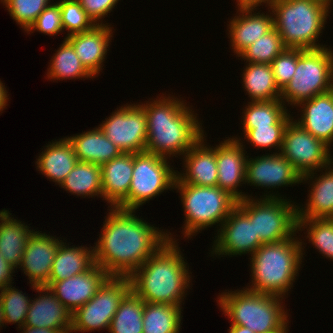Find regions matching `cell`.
I'll list each match as a JSON object with an SVG mask.
<instances>
[{"mask_svg": "<svg viewBox=\"0 0 333 333\" xmlns=\"http://www.w3.org/2000/svg\"><path fill=\"white\" fill-rule=\"evenodd\" d=\"M33 289L40 294L33 298L34 300L31 299L24 326L50 328L60 333H70L72 312L59 301L49 287L33 286Z\"/></svg>", "mask_w": 333, "mask_h": 333, "instance_id": "obj_20", "label": "cell"}, {"mask_svg": "<svg viewBox=\"0 0 333 333\" xmlns=\"http://www.w3.org/2000/svg\"><path fill=\"white\" fill-rule=\"evenodd\" d=\"M67 139L71 142L79 162L102 166L122 153L99 127L67 137Z\"/></svg>", "mask_w": 333, "mask_h": 333, "instance_id": "obj_27", "label": "cell"}, {"mask_svg": "<svg viewBox=\"0 0 333 333\" xmlns=\"http://www.w3.org/2000/svg\"><path fill=\"white\" fill-rule=\"evenodd\" d=\"M204 135L183 156L184 170L176 171L174 183H188L195 186H217L218 173L216 146H208ZM205 141V142H204ZM186 168V169H185Z\"/></svg>", "mask_w": 333, "mask_h": 333, "instance_id": "obj_22", "label": "cell"}, {"mask_svg": "<svg viewBox=\"0 0 333 333\" xmlns=\"http://www.w3.org/2000/svg\"><path fill=\"white\" fill-rule=\"evenodd\" d=\"M302 105V106H301ZM301 117L294 121L331 148L333 142V94L331 91L301 102Z\"/></svg>", "mask_w": 333, "mask_h": 333, "instance_id": "obj_24", "label": "cell"}, {"mask_svg": "<svg viewBox=\"0 0 333 333\" xmlns=\"http://www.w3.org/2000/svg\"><path fill=\"white\" fill-rule=\"evenodd\" d=\"M279 196L269 191L260 199L249 195L237 202L236 206L254 222L255 236L263 244L278 243L298 233V205Z\"/></svg>", "mask_w": 333, "mask_h": 333, "instance_id": "obj_7", "label": "cell"}, {"mask_svg": "<svg viewBox=\"0 0 333 333\" xmlns=\"http://www.w3.org/2000/svg\"><path fill=\"white\" fill-rule=\"evenodd\" d=\"M13 285L3 287L0 290V298L4 313L5 324L11 323L22 328L25 325L26 315L31 304V298L26 293L19 291Z\"/></svg>", "mask_w": 333, "mask_h": 333, "instance_id": "obj_38", "label": "cell"}, {"mask_svg": "<svg viewBox=\"0 0 333 333\" xmlns=\"http://www.w3.org/2000/svg\"><path fill=\"white\" fill-rule=\"evenodd\" d=\"M167 159L149 152L133 153L132 181L128 197L119 209L136 211L150 199L174 189L177 170L171 168Z\"/></svg>", "mask_w": 333, "mask_h": 333, "instance_id": "obj_10", "label": "cell"}, {"mask_svg": "<svg viewBox=\"0 0 333 333\" xmlns=\"http://www.w3.org/2000/svg\"><path fill=\"white\" fill-rule=\"evenodd\" d=\"M113 32L111 25L105 23L65 37L72 44L82 65L94 78L103 69Z\"/></svg>", "mask_w": 333, "mask_h": 333, "instance_id": "obj_21", "label": "cell"}, {"mask_svg": "<svg viewBox=\"0 0 333 333\" xmlns=\"http://www.w3.org/2000/svg\"><path fill=\"white\" fill-rule=\"evenodd\" d=\"M8 210H0V253L15 269L23 256L28 237L33 229L22 221L14 219Z\"/></svg>", "mask_w": 333, "mask_h": 333, "instance_id": "obj_29", "label": "cell"}, {"mask_svg": "<svg viewBox=\"0 0 333 333\" xmlns=\"http://www.w3.org/2000/svg\"><path fill=\"white\" fill-rule=\"evenodd\" d=\"M287 125H270L269 127L243 128L245 140L258 149L275 148L280 153L284 132Z\"/></svg>", "mask_w": 333, "mask_h": 333, "instance_id": "obj_41", "label": "cell"}, {"mask_svg": "<svg viewBox=\"0 0 333 333\" xmlns=\"http://www.w3.org/2000/svg\"><path fill=\"white\" fill-rule=\"evenodd\" d=\"M40 232L34 230L28 237L18 266L28 276L31 288L47 286L56 252L63 241L59 237Z\"/></svg>", "mask_w": 333, "mask_h": 333, "instance_id": "obj_17", "label": "cell"}, {"mask_svg": "<svg viewBox=\"0 0 333 333\" xmlns=\"http://www.w3.org/2000/svg\"><path fill=\"white\" fill-rule=\"evenodd\" d=\"M270 0H236L237 6H256L260 7L263 3L265 4V7H267Z\"/></svg>", "mask_w": 333, "mask_h": 333, "instance_id": "obj_47", "label": "cell"}, {"mask_svg": "<svg viewBox=\"0 0 333 333\" xmlns=\"http://www.w3.org/2000/svg\"><path fill=\"white\" fill-rule=\"evenodd\" d=\"M145 302L132 290L121 301L108 332L143 333V310Z\"/></svg>", "mask_w": 333, "mask_h": 333, "instance_id": "obj_35", "label": "cell"}, {"mask_svg": "<svg viewBox=\"0 0 333 333\" xmlns=\"http://www.w3.org/2000/svg\"><path fill=\"white\" fill-rule=\"evenodd\" d=\"M228 333H255L247 327L239 325H230Z\"/></svg>", "mask_w": 333, "mask_h": 333, "instance_id": "obj_49", "label": "cell"}, {"mask_svg": "<svg viewBox=\"0 0 333 333\" xmlns=\"http://www.w3.org/2000/svg\"><path fill=\"white\" fill-rule=\"evenodd\" d=\"M98 127L122 153L145 152L147 123L144 109L138 103L117 108Z\"/></svg>", "mask_w": 333, "mask_h": 333, "instance_id": "obj_13", "label": "cell"}, {"mask_svg": "<svg viewBox=\"0 0 333 333\" xmlns=\"http://www.w3.org/2000/svg\"><path fill=\"white\" fill-rule=\"evenodd\" d=\"M332 83V48L304 50L297 58L295 74L281 91V101L296 107L316 95L329 92Z\"/></svg>", "mask_w": 333, "mask_h": 333, "instance_id": "obj_9", "label": "cell"}, {"mask_svg": "<svg viewBox=\"0 0 333 333\" xmlns=\"http://www.w3.org/2000/svg\"><path fill=\"white\" fill-rule=\"evenodd\" d=\"M212 256L252 255L263 243L255 236L254 222L236 206L217 229Z\"/></svg>", "mask_w": 333, "mask_h": 333, "instance_id": "obj_14", "label": "cell"}, {"mask_svg": "<svg viewBox=\"0 0 333 333\" xmlns=\"http://www.w3.org/2000/svg\"><path fill=\"white\" fill-rule=\"evenodd\" d=\"M288 324L289 323H287L283 328H281V329H279V330H277L276 332H273V333H288Z\"/></svg>", "mask_w": 333, "mask_h": 333, "instance_id": "obj_52", "label": "cell"}, {"mask_svg": "<svg viewBox=\"0 0 333 333\" xmlns=\"http://www.w3.org/2000/svg\"><path fill=\"white\" fill-rule=\"evenodd\" d=\"M108 211L93 249L95 264L110 276L129 277L166 241H175L173 234L137 217L135 210Z\"/></svg>", "mask_w": 333, "mask_h": 333, "instance_id": "obj_1", "label": "cell"}, {"mask_svg": "<svg viewBox=\"0 0 333 333\" xmlns=\"http://www.w3.org/2000/svg\"><path fill=\"white\" fill-rule=\"evenodd\" d=\"M16 270L14 267H12L1 255L0 253V290L3 287L9 286L12 283V279Z\"/></svg>", "mask_w": 333, "mask_h": 333, "instance_id": "obj_45", "label": "cell"}, {"mask_svg": "<svg viewBox=\"0 0 333 333\" xmlns=\"http://www.w3.org/2000/svg\"><path fill=\"white\" fill-rule=\"evenodd\" d=\"M239 137H228L221 141L219 145L216 144V163L218 182L217 186L229 192L238 201L249 197L240 192L241 184H245L246 176V163L248 156L246 155L245 145ZM246 152V153H245Z\"/></svg>", "mask_w": 333, "mask_h": 333, "instance_id": "obj_16", "label": "cell"}, {"mask_svg": "<svg viewBox=\"0 0 333 333\" xmlns=\"http://www.w3.org/2000/svg\"><path fill=\"white\" fill-rule=\"evenodd\" d=\"M131 291L127 276H109L99 287L96 294L83 306L72 313L71 331L88 332L109 330L121 301Z\"/></svg>", "mask_w": 333, "mask_h": 333, "instance_id": "obj_11", "label": "cell"}, {"mask_svg": "<svg viewBox=\"0 0 333 333\" xmlns=\"http://www.w3.org/2000/svg\"><path fill=\"white\" fill-rule=\"evenodd\" d=\"M87 15L96 25H103V19L108 16L119 0H77ZM103 18V19H102ZM102 19V20H101Z\"/></svg>", "mask_w": 333, "mask_h": 333, "instance_id": "obj_44", "label": "cell"}, {"mask_svg": "<svg viewBox=\"0 0 333 333\" xmlns=\"http://www.w3.org/2000/svg\"><path fill=\"white\" fill-rule=\"evenodd\" d=\"M167 96L162 95L139 105L144 109L147 123L145 152L171 158L184 155L205 132L198 114L186 102Z\"/></svg>", "mask_w": 333, "mask_h": 333, "instance_id": "obj_2", "label": "cell"}, {"mask_svg": "<svg viewBox=\"0 0 333 333\" xmlns=\"http://www.w3.org/2000/svg\"><path fill=\"white\" fill-rule=\"evenodd\" d=\"M63 241L56 252L49 281H61L87 272L95 265L93 247L70 246ZM91 248V249H90Z\"/></svg>", "mask_w": 333, "mask_h": 333, "instance_id": "obj_28", "label": "cell"}, {"mask_svg": "<svg viewBox=\"0 0 333 333\" xmlns=\"http://www.w3.org/2000/svg\"><path fill=\"white\" fill-rule=\"evenodd\" d=\"M63 190L82 197H102L101 166L89 162H79L60 185Z\"/></svg>", "mask_w": 333, "mask_h": 333, "instance_id": "obj_31", "label": "cell"}, {"mask_svg": "<svg viewBox=\"0 0 333 333\" xmlns=\"http://www.w3.org/2000/svg\"><path fill=\"white\" fill-rule=\"evenodd\" d=\"M281 100L249 102L244 111L243 128L269 127L270 125H288L293 119Z\"/></svg>", "mask_w": 333, "mask_h": 333, "instance_id": "obj_32", "label": "cell"}, {"mask_svg": "<svg viewBox=\"0 0 333 333\" xmlns=\"http://www.w3.org/2000/svg\"><path fill=\"white\" fill-rule=\"evenodd\" d=\"M102 200L118 208L128 197L133 173V153H121L101 166Z\"/></svg>", "mask_w": 333, "mask_h": 333, "instance_id": "obj_25", "label": "cell"}, {"mask_svg": "<svg viewBox=\"0 0 333 333\" xmlns=\"http://www.w3.org/2000/svg\"><path fill=\"white\" fill-rule=\"evenodd\" d=\"M267 7L286 48L311 50L327 46L317 43L330 12L327 6L314 0H270Z\"/></svg>", "mask_w": 333, "mask_h": 333, "instance_id": "obj_5", "label": "cell"}, {"mask_svg": "<svg viewBox=\"0 0 333 333\" xmlns=\"http://www.w3.org/2000/svg\"><path fill=\"white\" fill-rule=\"evenodd\" d=\"M4 324H5L4 313H3L2 302H1V298H0V329H1V327L5 326Z\"/></svg>", "mask_w": 333, "mask_h": 333, "instance_id": "obj_50", "label": "cell"}, {"mask_svg": "<svg viewBox=\"0 0 333 333\" xmlns=\"http://www.w3.org/2000/svg\"><path fill=\"white\" fill-rule=\"evenodd\" d=\"M174 190L180 193L185 213L182 233L183 238L187 239L212 225L221 226L238 202L229 192L218 186L174 183Z\"/></svg>", "mask_w": 333, "mask_h": 333, "instance_id": "obj_8", "label": "cell"}, {"mask_svg": "<svg viewBox=\"0 0 333 333\" xmlns=\"http://www.w3.org/2000/svg\"><path fill=\"white\" fill-rule=\"evenodd\" d=\"M296 236L278 243L262 244L251 255L252 283L248 290L281 298L288 295L305 255L304 241Z\"/></svg>", "mask_w": 333, "mask_h": 333, "instance_id": "obj_4", "label": "cell"}, {"mask_svg": "<svg viewBox=\"0 0 333 333\" xmlns=\"http://www.w3.org/2000/svg\"><path fill=\"white\" fill-rule=\"evenodd\" d=\"M303 49L286 48L271 63L276 85L282 91L290 82Z\"/></svg>", "mask_w": 333, "mask_h": 333, "instance_id": "obj_42", "label": "cell"}, {"mask_svg": "<svg viewBox=\"0 0 333 333\" xmlns=\"http://www.w3.org/2000/svg\"><path fill=\"white\" fill-rule=\"evenodd\" d=\"M286 46L279 35V32L273 28L263 36H260L253 44L245 49L238 57L248 63L271 64L273 60L284 50Z\"/></svg>", "mask_w": 333, "mask_h": 333, "instance_id": "obj_36", "label": "cell"}, {"mask_svg": "<svg viewBox=\"0 0 333 333\" xmlns=\"http://www.w3.org/2000/svg\"><path fill=\"white\" fill-rule=\"evenodd\" d=\"M47 78L54 80L94 78L82 65L72 44L64 38L50 60Z\"/></svg>", "mask_w": 333, "mask_h": 333, "instance_id": "obj_34", "label": "cell"}, {"mask_svg": "<svg viewBox=\"0 0 333 333\" xmlns=\"http://www.w3.org/2000/svg\"><path fill=\"white\" fill-rule=\"evenodd\" d=\"M330 91H331V93L333 94V83H332V86H331V90H330Z\"/></svg>", "mask_w": 333, "mask_h": 333, "instance_id": "obj_53", "label": "cell"}, {"mask_svg": "<svg viewBox=\"0 0 333 333\" xmlns=\"http://www.w3.org/2000/svg\"><path fill=\"white\" fill-rule=\"evenodd\" d=\"M306 228L309 242L323 257L333 261V219H298V231ZM308 228V229H307Z\"/></svg>", "mask_w": 333, "mask_h": 333, "instance_id": "obj_37", "label": "cell"}, {"mask_svg": "<svg viewBox=\"0 0 333 333\" xmlns=\"http://www.w3.org/2000/svg\"><path fill=\"white\" fill-rule=\"evenodd\" d=\"M321 171L323 173L319 177L316 171L302 176V183L305 181V184L307 180L311 181L309 185L311 189L308 190L310 193L305 206L301 204L297 206L298 219H333V161L323 167Z\"/></svg>", "mask_w": 333, "mask_h": 333, "instance_id": "obj_23", "label": "cell"}, {"mask_svg": "<svg viewBox=\"0 0 333 333\" xmlns=\"http://www.w3.org/2000/svg\"><path fill=\"white\" fill-rule=\"evenodd\" d=\"M242 289L228 290L217 297L231 325L244 326L255 333H273L289 322L288 310L282 302L284 298L254 292L247 287Z\"/></svg>", "mask_w": 333, "mask_h": 333, "instance_id": "obj_6", "label": "cell"}, {"mask_svg": "<svg viewBox=\"0 0 333 333\" xmlns=\"http://www.w3.org/2000/svg\"><path fill=\"white\" fill-rule=\"evenodd\" d=\"M36 160V169L59 186L78 163L74 148L67 137L47 144Z\"/></svg>", "mask_w": 333, "mask_h": 333, "instance_id": "obj_26", "label": "cell"}, {"mask_svg": "<svg viewBox=\"0 0 333 333\" xmlns=\"http://www.w3.org/2000/svg\"><path fill=\"white\" fill-rule=\"evenodd\" d=\"M21 333H60L56 329L23 326Z\"/></svg>", "mask_w": 333, "mask_h": 333, "instance_id": "obj_46", "label": "cell"}, {"mask_svg": "<svg viewBox=\"0 0 333 333\" xmlns=\"http://www.w3.org/2000/svg\"><path fill=\"white\" fill-rule=\"evenodd\" d=\"M7 89L5 88V85H3V83L0 80V112L3 111L6 106H8V95L7 94Z\"/></svg>", "mask_w": 333, "mask_h": 333, "instance_id": "obj_48", "label": "cell"}, {"mask_svg": "<svg viewBox=\"0 0 333 333\" xmlns=\"http://www.w3.org/2000/svg\"><path fill=\"white\" fill-rule=\"evenodd\" d=\"M245 64L242 85L251 102L281 100V90L276 85L271 64Z\"/></svg>", "mask_w": 333, "mask_h": 333, "instance_id": "obj_30", "label": "cell"}, {"mask_svg": "<svg viewBox=\"0 0 333 333\" xmlns=\"http://www.w3.org/2000/svg\"><path fill=\"white\" fill-rule=\"evenodd\" d=\"M280 154L302 176L314 171L319 172L333 161L330 147L304 130L294 119L285 129Z\"/></svg>", "mask_w": 333, "mask_h": 333, "instance_id": "obj_12", "label": "cell"}, {"mask_svg": "<svg viewBox=\"0 0 333 333\" xmlns=\"http://www.w3.org/2000/svg\"><path fill=\"white\" fill-rule=\"evenodd\" d=\"M10 17L26 32L51 0H0Z\"/></svg>", "mask_w": 333, "mask_h": 333, "instance_id": "obj_39", "label": "cell"}, {"mask_svg": "<svg viewBox=\"0 0 333 333\" xmlns=\"http://www.w3.org/2000/svg\"><path fill=\"white\" fill-rule=\"evenodd\" d=\"M63 30L67 36L92 29L96 24L77 0H59Z\"/></svg>", "mask_w": 333, "mask_h": 333, "instance_id": "obj_40", "label": "cell"}, {"mask_svg": "<svg viewBox=\"0 0 333 333\" xmlns=\"http://www.w3.org/2000/svg\"><path fill=\"white\" fill-rule=\"evenodd\" d=\"M256 6H239L236 16L228 24V37L234 55L238 57L245 49L253 44L260 36L265 35L274 28L272 11L269 14L260 13ZM254 10H256L254 12ZM230 29V30H229Z\"/></svg>", "mask_w": 333, "mask_h": 333, "instance_id": "obj_19", "label": "cell"}, {"mask_svg": "<svg viewBox=\"0 0 333 333\" xmlns=\"http://www.w3.org/2000/svg\"><path fill=\"white\" fill-rule=\"evenodd\" d=\"M182 307L145 302L143 333H180Z\"/></svg>", "mask_w": 333, "mask_h": 333, "instance_id": "obj_33", "label": "cell"}, {"mask_svg": "<svg viewBox=\"0 0 333 333\" xmlns=\"http://www.w3.org/2000/svg\"><path fill=\"white\" fill-rule=\"evenodd\" d=\"M317 1L319 3H322L323 5L327 6L330 9V5L333 4V0H314Z\"/></svg>", "mask_w": 333, "mask_h": 333, "instance_id": "obj_51", "label": "cell"}, {"mask_svg": "<svg viewBox=\"0 0 333 333\" xmlns=\"http://www.w3.org/2000/svg\"><path fill=\"white\" fill-rule=\"evenodd\" d=\"M38 31L49 36L63 32L61 10L58 2L50 3L26 31L28 34Z\"/></svg>", "mask_w": 333, "mask_h": 333, "instance_id": "obj_43", "label": "cell"}, {"mask_svg": "<svg viewBox=\"0 0 333 333\" xmlns=\"http://www.w3.org/2000/svg\"><path fill=\"white\" fill-rule=\"evenodd\" d=\"M178 246L177 240L166 241L129 276L131 290L144 302L182 307L192 273Z\"/></svg>", "mask_w": 333, "mask_h": 333, "instance_id": "obj_3", "label": "cell"}, {"mask_svg": "<svg viewBox=\"0 0 333 333\" xmlns=\"http://www.w3.org/2000/svg\"><path fill=\"white\" fill-rule=\"evenodd\" d=\"M110 275L95 264L87 272L61 281H48L47 287L72 313L87 303Z\"/></svg>", "mask_w": 333, "mask_h": 333, "instance_id": "obj_18", "label": "cell"}, {"mask_svg": "<svg viewBox=\"0 0 333 333\" xmlns=\"http://www.w3.org/2000/svg\"><path fill=\"white\" fill-rule=\"evenodd\" d=\"M245 183L266 189L302 183V175L277 151L273 154L249 158L246 163Z\"/></svg>", "mask_w": 333, "mask_h": 333, "instance_id": "obj_15", "label": "cell"}]
</instances>
